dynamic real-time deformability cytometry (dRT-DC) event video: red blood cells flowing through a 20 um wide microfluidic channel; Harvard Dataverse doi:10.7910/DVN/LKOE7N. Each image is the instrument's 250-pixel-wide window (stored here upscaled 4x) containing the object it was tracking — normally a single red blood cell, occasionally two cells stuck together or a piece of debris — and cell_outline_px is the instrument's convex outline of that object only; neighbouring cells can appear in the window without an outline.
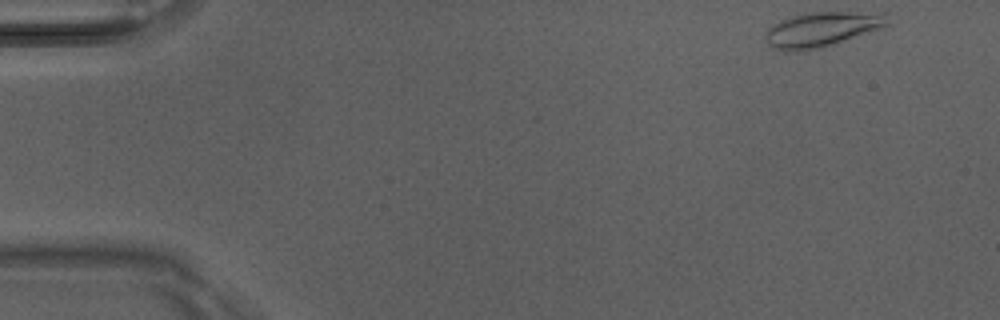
{"species": "Egyptian fruit bat (a non-hibernating species)", "species_latin": "Rousettus aegyptiacus", "temperature_condition": "room temperature", "stored_images_in_passage": 47, "camera_frame_rate_fps": 3000, "um_per_image_px": 0.085, "animal": {"sex": "male"}, "frame": {"image": 1, "passage_image": 1, "time_ms": 0.0, "image_size_px": [1000, 320], "cell_outline_px": [[888, 24], [868, 32], [820, 48], [796, 52], [784, 52], [772, 48], [768, 44], [764, 36], [764, 32], [772, 24], [788, 16], [812, 12], [888, 12]], "centroid_in_image_um": [69.78, 2.49], "position_along_channel_um": 15.2, "area_um2": 24.97}}
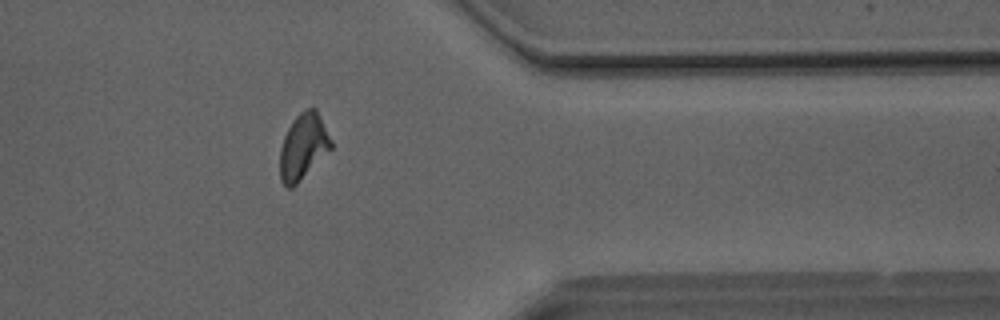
{"frame": {"image": 2, "passage_image": 38, "time_ms": 12.333, "image_size_px": [1000, 320], "cell_outline_px": [[332, 148], [292, 188], [288, 188], [280, 180], [280, 148], [284, 136], [292, 120], [300, 112], [308, 108], [316, 108], [332, 140]], "centroid_in_image_um": [25.77, 12.44], "position_along_channel_um": 385.6, "area_um2": 19.48}}
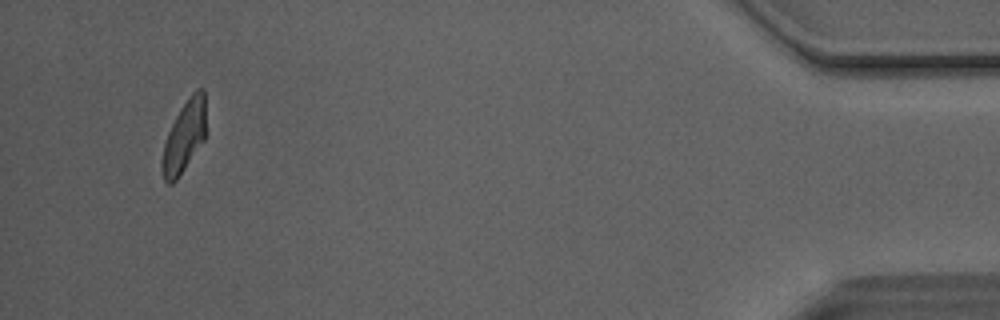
{"frame": {"image": 3, "passage_image": 45, "time_ms": 14.667, "image_size_px": [1000, 320], "cell_outline_px": [[208, 132], [204, 140], [176, 180], [172, 184], [168, 184], [164, 180], [160, 168], [160, 164], [164, 144], [168, 132], [180, 108], [192, 92], [196, 88], [204, 88]], "centroid_in_image_um": [15.69, 11.57], "position_along_channel_um": 419.5, "area_um2": 18.79}, "authors_computed_cell_mechanics": {"area_um2": 19.8254, "velocity_mm_per_s": 4.1035, "shape_relaxation_time_tau1_ms": 4.1946, "shape_relaxation_time_tau2_ms": 2.1792, "deformation_change_tau1": 0.1635, "deformation_change_tau2": 0.0853}}